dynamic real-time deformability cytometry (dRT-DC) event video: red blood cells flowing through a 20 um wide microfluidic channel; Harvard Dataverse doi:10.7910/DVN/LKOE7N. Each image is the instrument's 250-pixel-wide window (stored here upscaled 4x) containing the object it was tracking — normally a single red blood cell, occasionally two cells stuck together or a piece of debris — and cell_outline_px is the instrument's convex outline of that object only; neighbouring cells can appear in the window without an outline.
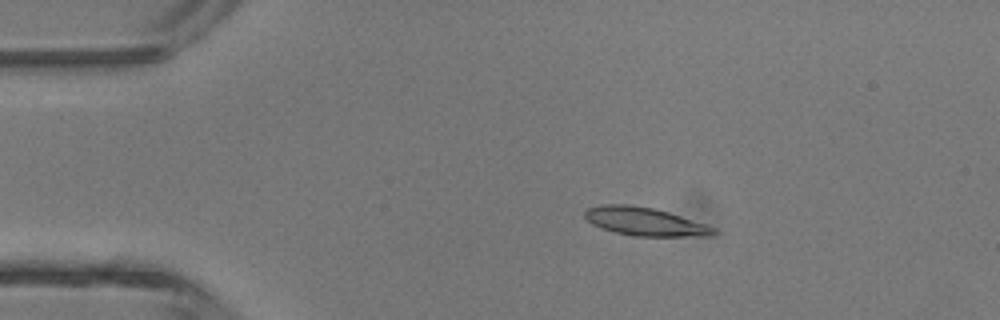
{"species": "common noctule bat (a hibernating species)", "species_latin": "Nyctalus noctula", "temperature_condition": "room temperature", "stored_images_in_passage": 4, "camera_frame_rate_fps": 3000, "um_per_image_px": 0.085, "animal": {"sex": "male", "body_mass_g": 13.3}, "frame": {"image": 1, "passage_image": 3, "time_ms": 2.333, "image_size_px": [1000, 320], "cell_outline_px": [[720, 232], [712, 236], [632, 236], [600, 228], [592, 224], [584, 216], [584, 212], [588, 208], [600, 204], [628, 204], [652, 208], [668, 212], [716, 228]], "centroid_in_image_um": [54.81, 18.84], "position_along_channel_um": 30.2, "area_um2": 21.21}}